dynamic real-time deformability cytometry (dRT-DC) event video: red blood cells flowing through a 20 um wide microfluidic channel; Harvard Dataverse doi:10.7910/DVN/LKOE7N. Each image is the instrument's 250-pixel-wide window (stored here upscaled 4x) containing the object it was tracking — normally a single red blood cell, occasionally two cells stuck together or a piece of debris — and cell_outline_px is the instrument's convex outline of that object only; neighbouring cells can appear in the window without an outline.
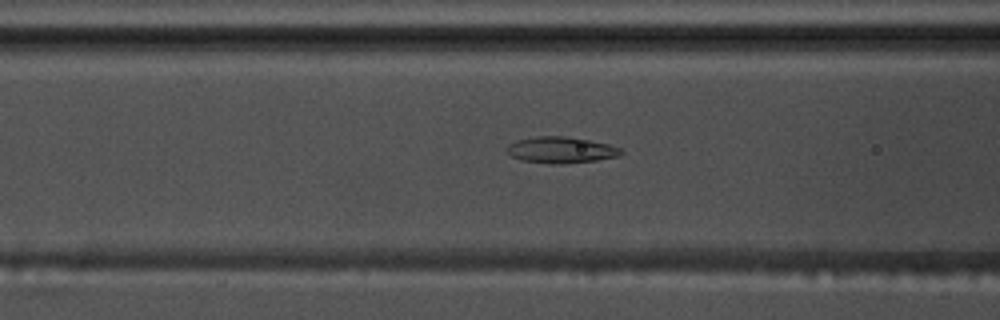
{"species": "common noctule bat (a hibernating species)", "species_latin": "Nyctalus noctula", "temperature_condition": "warm", "stored_images_in_passage": 49, "camera_frame_rate_fps": 3000, "um_per_image_px": 0.085, "animal": {"sex": "male", "body_mass_g": 17.5, "forearm_length_mm": 52.3}, "frame": {"image": 1, "passage_image": 16, "time_ms": 5.0, "image_size_px": [1000, 320], "cell_outline_px": [[624, 152], [620, 156], [596, 160], [564, 164], [548, 164], [520, 160], [512, 156], [504, 148], [508, 144], [516, 140], [536, 136], [564, 136], [588, 140], [608, 144], [620, 148]], "centroid_in_image_um": [47.65, 12.75], "position_along_channel_um": 118.9, "area_um2": 17.63}}
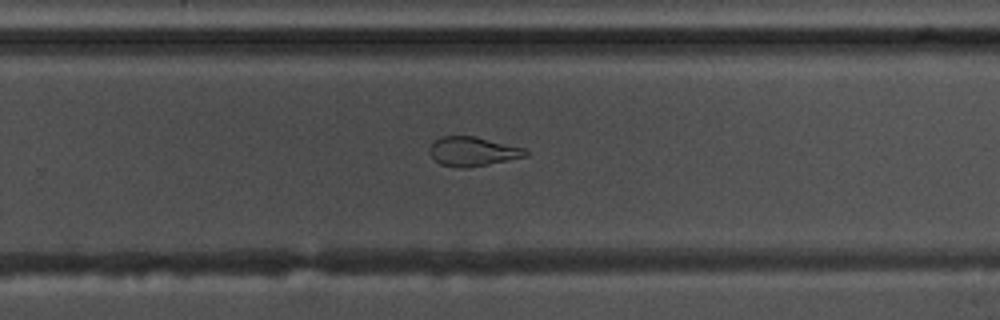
{"frame": {"image": 2, "passage_image": 30, "time_ms": 9.667, "image_size_px": [1000, 320], "cell_outline_px": [[528, 156], [468, 168], [460, 168], [440, 164], [428, 152], [428, 148], [440, 136], [476, 136], [524, 148], [528, 152]], "centroid_in_image_um": [40.17, 12.87], "position_along_channel_um": 289.6, "area_um2": 16.36}}
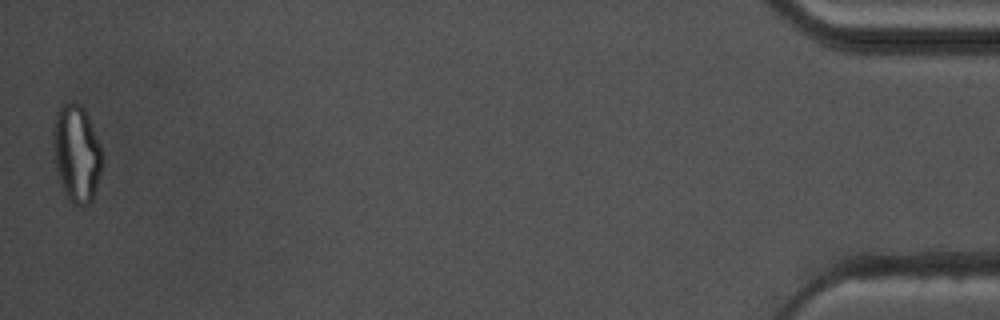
{"frame": {"image": 3, "passage_image": 49, "time_ms": 16.0, "image_size_px": [1000, 320], "cell_outline_px": [[104, 160], [96, 188], [92, 200], [88, 204], [80, 208], [64, 192], [56, 168], [52, 148], [52, 120], [56, 112], [64, 104], [80, 104], [84, 108], [88, 116], [100, 144], [104, 156]], "centroid_in_image_um": [6.51, 13.03], "position_along_channel_um": 428.7, "area_um2": 27.98}, "authors_computed_cell_mechanics": {"area_um2": 18.3804, "velocity_mm_per_s": 3.6682, "shape_relaxation_time_tau1_ms": null, "shape_relaxation_time_tau2_ms": 1.7983, "deformation_change_tau1": null, "deformation_change_tau2": 0.0852}}